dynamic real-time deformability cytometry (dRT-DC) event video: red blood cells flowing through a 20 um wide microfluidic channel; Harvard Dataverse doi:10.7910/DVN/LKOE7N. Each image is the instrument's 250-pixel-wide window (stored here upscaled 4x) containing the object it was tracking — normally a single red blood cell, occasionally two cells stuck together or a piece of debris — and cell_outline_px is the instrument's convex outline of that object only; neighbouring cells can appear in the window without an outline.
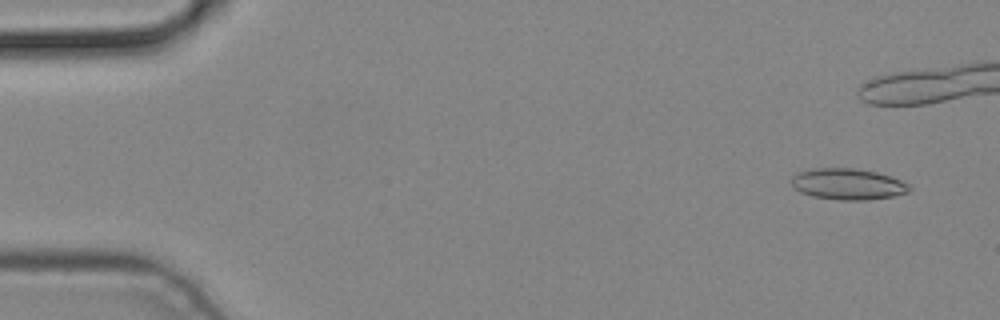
{"species": "common noctule bat (a hibernating species)", "species_latin": "Nyctalus noctula", "temperature_condition": "cold", "stored_images_in_passage": 5, "camera_frame_rate_fps": 3000, "um_per_image_px": 0.085, "animal": {"sex": "male", "body_mass_g": 19.2, "forearm_length_mm": 51.8}, "frame": {"image": 1, "passage_image": 1, "time_ms": 0.0, "image_size_px": [1000, 320], "cell_outline_px": [[912, 192], [892, 196], [868, 200], [840, 200], [812, 196], [800, 192], [792, 188], [792, 176], [796, 172], [812, 168], [856, 168], [876, 172], [900, 180], [908, 184], [912, 188]], "centroid_in_image_um": [72.05, 15.65], "position_along_channel_um": 13.0, "area_um2": 21.62}}